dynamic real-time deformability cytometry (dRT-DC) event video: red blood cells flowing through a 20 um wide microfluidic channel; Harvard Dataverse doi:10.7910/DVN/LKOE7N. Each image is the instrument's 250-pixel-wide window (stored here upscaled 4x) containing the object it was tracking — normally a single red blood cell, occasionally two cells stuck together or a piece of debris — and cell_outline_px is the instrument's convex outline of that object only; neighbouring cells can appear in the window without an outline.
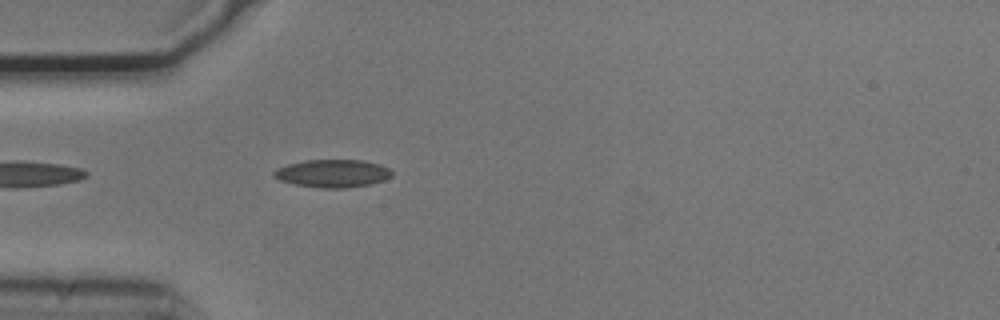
{"species": "common noctule bat (a hibernating species)", "species_latin": "Nyctalus noctula", "temperature_condition": "cold", "stored_images_in_passage": 19, "camera_frame_rate_fps": 3000, "um_per_image_px": 0.085, "animal": {"sex": "male", "body_mass_g": 20.5, "forearm_length_mm": 52.5}, "frame": {"image": 1, "passage_image": 1, "time_ms": 0.0, "image_size_px": [1000, 320], "cell_outline_px": [[392, 176], [384, 180], [372, 184], [348, 188], [320, 188], [296, 184], [280, 180], [272, 176], [272, 172], [276, 168], [288, 164], [304, 160], [364, 160], [380, 164], [388, 168], [392, 172]], "centroid_in_image_um": [28.28, 14.74], "position_along_channel_um": 56.7, "area_um2": 19.31}}
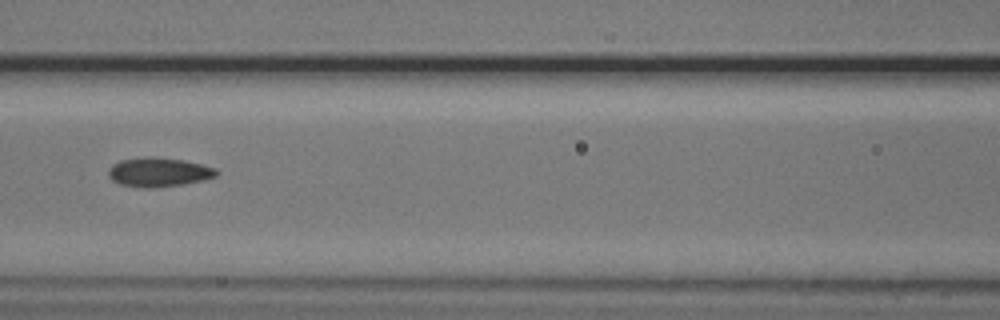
{"frame": {"image": 2, "passage_image": 9, "time_ms": 2.667, "image_size_px": [1000, 320], "cell_outline_px": [[220, 172], [216, 176], [204, 180], [184, 184], [148, 188], [144, 188], [120, 184], [112, 180], [108, 176], [108, 168], [112, 164], [120, 160], [148, 156], [152, 156], [184, 160], [216, 168]], "centroid_in_image_um": [13.48, 14.62], "position_along_channel_um": 153.1, "area_um2": 18.5}}